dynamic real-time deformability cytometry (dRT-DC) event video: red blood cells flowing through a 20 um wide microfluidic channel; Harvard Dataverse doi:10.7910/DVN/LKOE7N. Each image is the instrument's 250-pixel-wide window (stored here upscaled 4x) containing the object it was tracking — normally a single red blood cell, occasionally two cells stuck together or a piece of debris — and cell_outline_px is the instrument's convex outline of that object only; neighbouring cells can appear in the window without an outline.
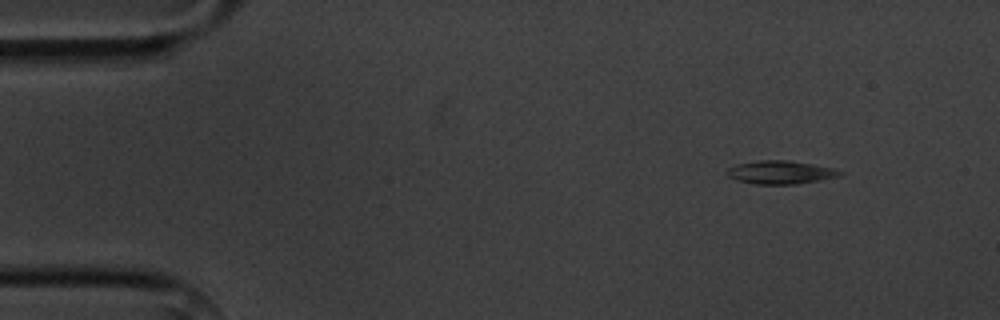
{"species": "common noctule bat (a hibernating species)", "species_latin": "Nyctalus noctula", "temperature_condition": "cold", "stored_images_in_passage": 3, "camera_frame_rate_fps": 3000, "um_per_image_px": 0.085, "animal": {"sex": "male", "body_mass_g": 20.1, "forearm_length_mm": 53.5}, "frame": {"image": 1, "passage_image": 1, "time_ms": 0.0, "image_size_px": [1000, 320], "cell_outline_px": [[844, 172], [840, 176], [820, 180], [796, 184], [756, 184], [736, 180], [728, 176], [728, 168], [736, 164], [760, 160], [788, 160], [812, 164], [832, 168]], "centroid_in_image_um": [66.34, 14.65], "position_along_channel_um": 18.7, "area_um2": 15.2}}
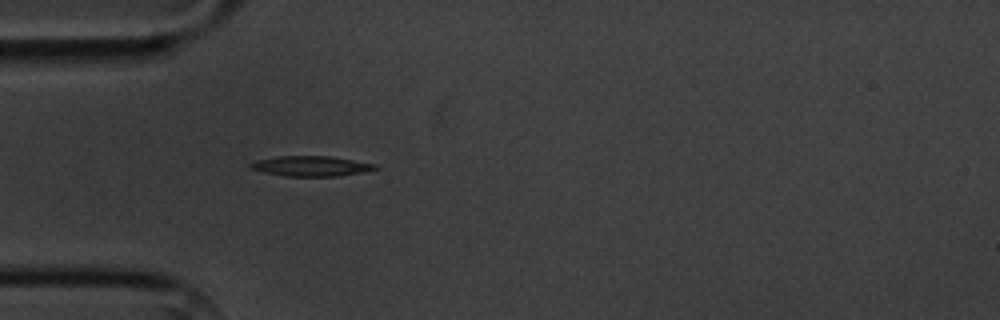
{"frame": {"image": 2, "passage_image": 3, "time_ms": 3.333, "image_size_px": [1000, 320], "cell_outline_px": [[380, 168], [364, 172], [336, 176], [284, 176], [264, 172], [248, 168], [248, 164], [256, 160], [276, 156], [332, 156], [376, 164]], "centroid_in_image_um": [26.42, 14.11], "position_along_channel_um": 58.6, "area_um2": 14.8}}